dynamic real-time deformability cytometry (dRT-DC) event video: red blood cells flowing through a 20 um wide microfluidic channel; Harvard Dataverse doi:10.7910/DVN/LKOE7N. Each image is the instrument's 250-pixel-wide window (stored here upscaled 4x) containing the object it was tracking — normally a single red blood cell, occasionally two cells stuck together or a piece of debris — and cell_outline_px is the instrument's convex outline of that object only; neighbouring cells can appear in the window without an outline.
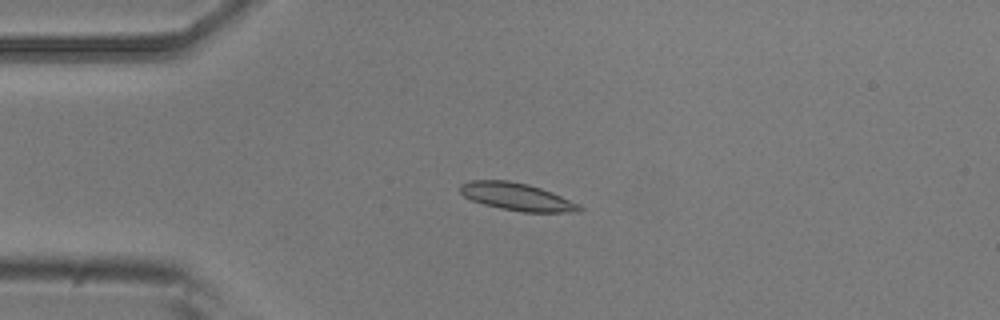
{"species": "common noctule bat (a hibernating species)", "species_latin": "Nyctalus noctula", "temperature_condition": "room temperature", "stored_images_in_passage": 8, "camera_frame_rate_fps": 3000, "um_per_image_px": 0.085, "animal": {"sex": "male", "body_mass_g": 20.5, "forearm_length_mm": 52.5}, "frame": {"image": 1, "passage_image": 4, "time_ms": 1.0, "image_size_px": [1000, 320], "cell_outline_px": [[584, 208], [580, 212], [524, 212], [500, 208], [484, 204], [472, 200], [464, 196], [460, 192], [460, 184], [468, 180], [508, 180], [528, 184], [552, 192], [580, 204]], "centroid_in_image_um": [43.95, 16.72], "position_along_channel_um": 41.1, "area_um2": 19.19}}
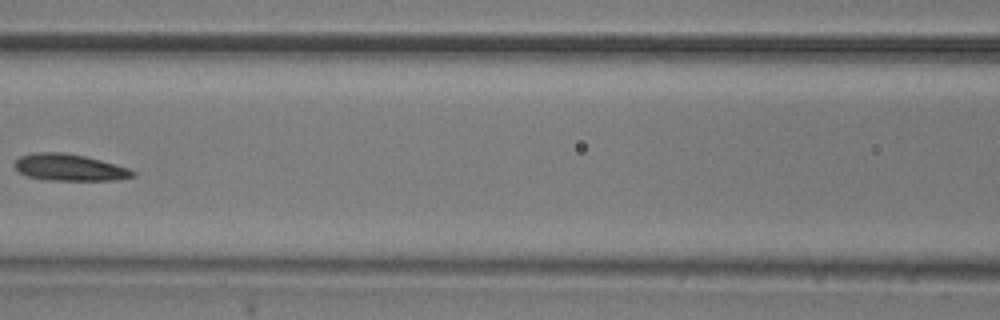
{"frame": {"image": 2, "passage_image": 7, "time_ms": 2.0, "image_size_px": [1000, 320], "cell_outline_px": [[136, 176], [120, 180], [44, 180], [24, 176], [12, 164], [20, 156], [32, 152], [64, 152], [84, 156], [100, 160], [128, 168], [136, 172]], "centroid_in_image_um": [5.88, 14.24], "position_along_channel_um": 160.7, "area_um2": 18.61}}
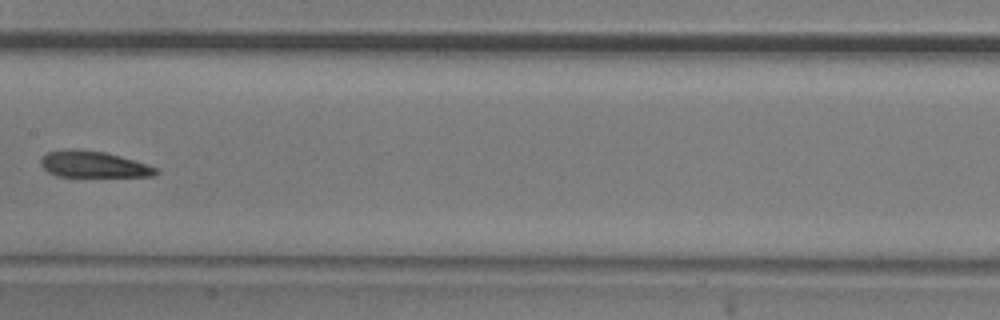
{"frame": {"image": 3, "passage_image": 8, "time_ms": 2.333, "image_size_px": [1000, 320], "cell_outline_px": [[160, 172], [156, 176], [56, 176], [48, 172], [40, 164], [40, 160], [48, 152], [68, 148], [80, 148], [104, 152], [120, 156], [160, 168]], "centroid_in_image_um": [7.96, 13.96], "position_along_channel_um": 199.4, "area_um2": 17.8}}